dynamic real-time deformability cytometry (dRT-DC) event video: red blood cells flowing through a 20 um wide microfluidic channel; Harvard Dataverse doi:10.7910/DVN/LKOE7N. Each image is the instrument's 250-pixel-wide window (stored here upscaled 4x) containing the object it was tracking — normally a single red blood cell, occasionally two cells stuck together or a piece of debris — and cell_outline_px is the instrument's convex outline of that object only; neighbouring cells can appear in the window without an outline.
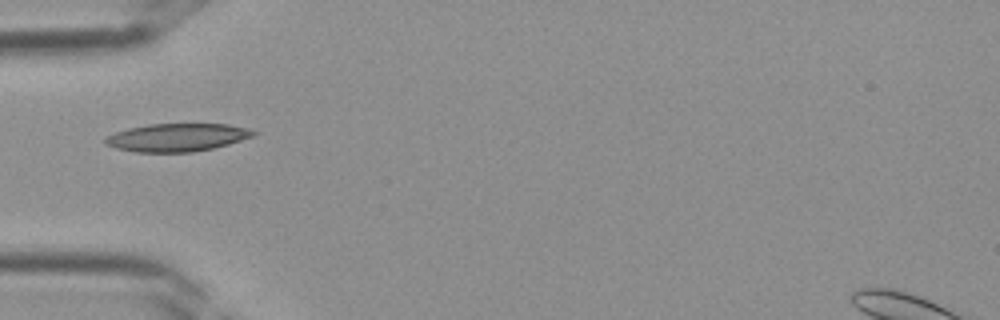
{"species": "Egyptian fruit bat (a non-hibernating species)", "species_latin": "Rousettus aegyptiacus", "temperature_condition": "room temperature", "stored_images_in_passage": 27, "camera_frame_rate_fps": 3000, "um_per_image_px": 0.085, "frame": {"image": 1, "passage_image": 1, "time_ms": 0.0, "image_size_px": [1000, 320], "cell_outline_px": [[256, 136], [228, 144], [212, 148], [192, 152], [136, 152], [116, 148], [104, 144], [104, 136], [128, 128], [148, 124], [228, 124], [244, 128], [256, 132]], "centroid_in_image_um": [15.01, 11.68], "position_along_channel_um": 70.0, "area_um2": 24.1}}
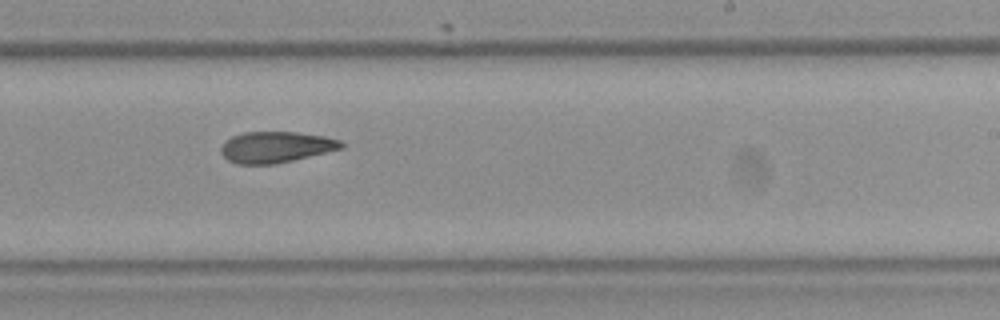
{"frame": {"image": 2, "passage_image": 12, "time_ms": 3.667, "image_size_px": [1000, 320], "cell_outline_px": [[344, 148], [276, 164], [236, 164], [228, 160], [220, 152], [220, 148], [232, 136], [244, 132], [296, 132], [324, 136], [340, 140], [344, 144]], "centroid_in_image_um": [23.46, 12.5], "position_along_channel_um": 265.5, "area_um2": 21.73}}
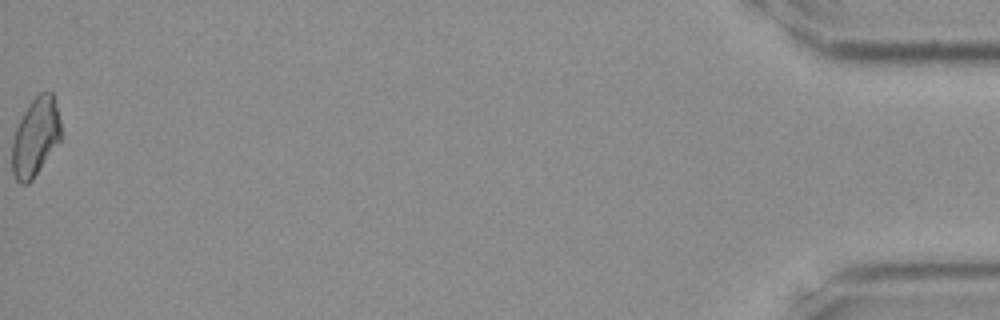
{"frame": {"image": 3, "passage_image": 27, "time_ms": 8.667, "image_size_px": [1000, 320], "cell_outline_px": [[60, 140], [32, 180], [28, 184], [20, 184], [16, 180], [12, 172], [12, 140], [16, 128], [24, 112], [32, 100], [40, 92], [52, 92], [60, 120]], "centroid_in_image_um": [2.99, 11.68], "position_along_channel_um": 432.2, "area_um2": 22.02}}